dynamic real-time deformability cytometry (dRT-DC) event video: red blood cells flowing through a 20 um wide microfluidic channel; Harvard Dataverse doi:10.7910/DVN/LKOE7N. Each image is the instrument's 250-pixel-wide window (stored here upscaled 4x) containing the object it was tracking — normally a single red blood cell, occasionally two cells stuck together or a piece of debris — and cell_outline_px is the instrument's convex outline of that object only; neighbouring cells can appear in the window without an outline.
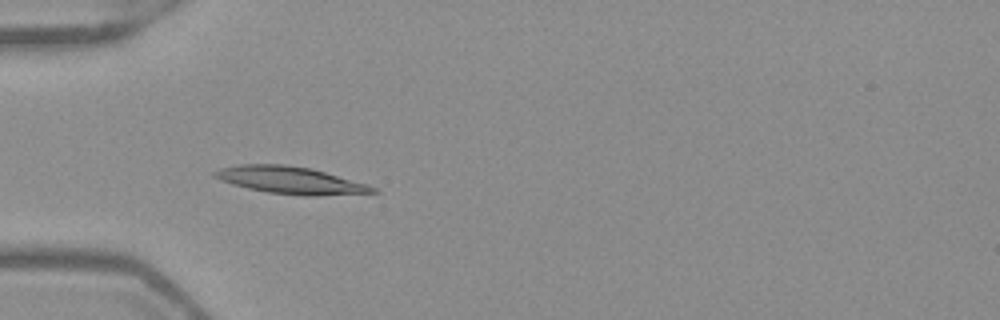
{"species": "Egyptian fruit bat (a non-hibernating species)", "species_latin": "Rousettus aegyptiacus", "temperature_condition": "warm", "stored_images_in_passage": 52, "camera_frame_rate_fps": 3000, "um_per_image_px": 0.085, "frame": {"image": 1, "passage_image": 16, "time_ms": 5.0, "image_size_px": [1000, 320], "cell_outline_px": [[380, 192], [316, 196], [304, 196], [268, 192], [248, 188], [232, 184], [220, 180], [212, 176], [212, 172], [220, 168], [236, 164], [284, 164], [308, 168], [324, 172], [368, 184], [376, 188]], "centroid_in_image_um": [24.66, 15.32], "position_along_channel_um": 60.3, "area_um2": 25.03}}
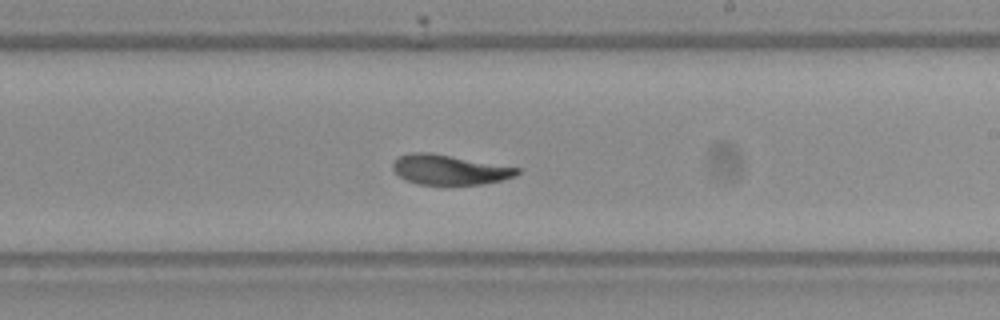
{"frame": {"image": 2, "passage_image": 31, "time_ms": 10.0, "image_size_px": [1000, 320], "cell_outline_px": [[520, 172], [516, 176], [484, 184], [416, 184], [404, 180], [392, 168], [392, 164], [396, 156], [412, 152], [428, 152], [520, 168]], "centroid_in_image_um": [38.15, 14.42], "position_along_channel_um": 250.8, "area_um2": 21.56}}
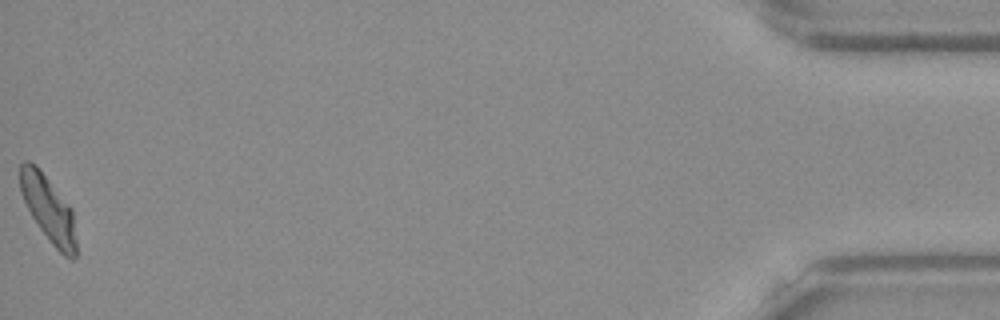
{"frame": {"image": 3, "passage_image": 52, "time_ms": 17.0, "image_size_px": [1000, 320], "cell_outline_px": [[76, 256], [72, 260], [64, 256], [52, 244], [40, 228], [32, 216], [20, 192], [20, 164], [24, 160], [28, 160], [44, 176], [72, 208], [76, 240]], "centroid_in_image_um": [4.13, 17.81], "position_along_channel_um": 431.1, "area_um2": 20.98}, "authors_computed_cell_mechanics": {"area_um2": 23.0044, "velocity_mm_per_s": 3.8992, "shape_relaxation_time_tau1_ms": 4.8568, "shape_relaxation_time_tau2_ms": 1.9688, "deformation_change_tau1": 0.2109, "deformation_change_tau2": 0.0885}}